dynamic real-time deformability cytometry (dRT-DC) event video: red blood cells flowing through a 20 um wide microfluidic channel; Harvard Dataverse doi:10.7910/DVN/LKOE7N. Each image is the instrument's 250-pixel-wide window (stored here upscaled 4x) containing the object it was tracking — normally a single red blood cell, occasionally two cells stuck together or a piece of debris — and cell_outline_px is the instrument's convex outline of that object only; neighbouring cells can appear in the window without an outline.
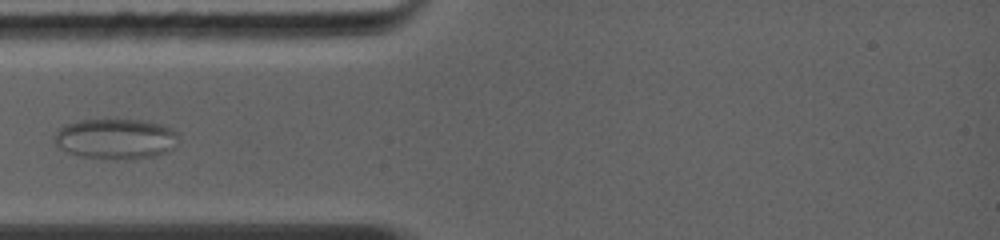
{"species": "common noctule bat (a hibernating species)", "species_latin": "Nyctalus noctula", "temperature_condition": "warm", "stored_images_in_passage": 11, "camera_frame_rate_fps": 5000, "um_per_image_px": 0.085, "animal": {"sex": "female", "body_mass_g": 19.0, "forearm_length_mm": 56.7}, "frame": {"image": 1, "passage_image": 5, "time_ms": 3.2, "image_size_px": [1000, 240], "cell_outline_px": [[176, 136], [172, 148], [164, 152], [152, 156], [116, 160], [108, 160], [80, 156], [68, 152], [60, 148], [56, 140], [56, 136], [60, 128], [76, 120], [140, 120], [160, 124], [168, 128]], "centroid_in_image_um": [9.78, 11.81], "position_along_channel_um": 75.2, "area_um2": 28.44}}
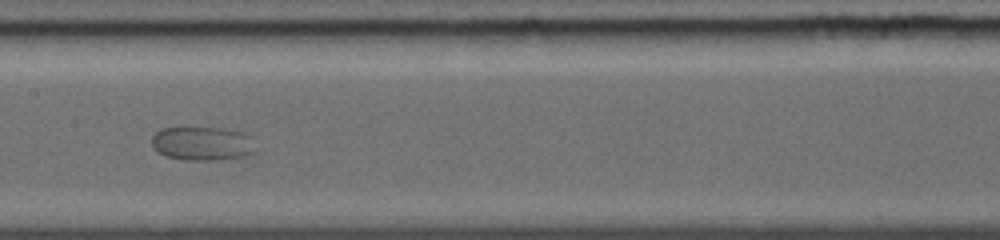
{"frame": {"image": 2, "passage_image": 8, "time_ms": 6.0, "image_size_px": [1000, 240], "cell_outline_px": [[256, 152], [244, 156], [216, 160], [184, 160], [164, 156], [152, 148], [152, 136], [160, 128], [224, 128], [244, 132], [252, 136]], "centroid_in_image_um": [17.21, 12.2], "position_along_channel_um": 190.2, "area_um2": 20.81}}
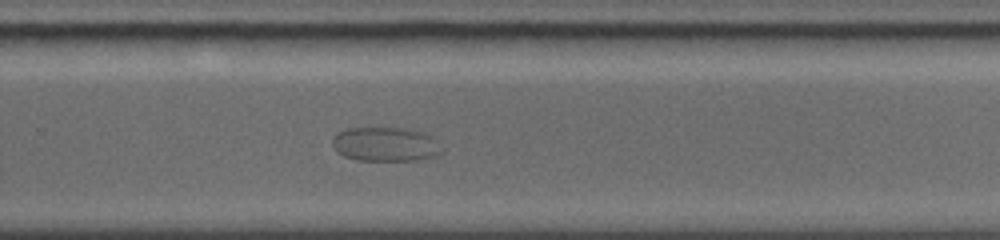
{"frame": {"image": 3, "passage_image": 11, "time_ms": 8.6, "image_size_px": [1000, 240], "cell_outline_px": [[440, 156], [420, 160], [356, 160], [344, 156], [336, 152], [332, 144], [332, 136], [336, 132], [348, 128], [412, 128], [424, 132], [432, 136], [436, 140], [440, 152]], "centroid_in_image_um": [32.74, 12.25], "position_along_channel_um": 297.1, "area_um2": 22.14}}